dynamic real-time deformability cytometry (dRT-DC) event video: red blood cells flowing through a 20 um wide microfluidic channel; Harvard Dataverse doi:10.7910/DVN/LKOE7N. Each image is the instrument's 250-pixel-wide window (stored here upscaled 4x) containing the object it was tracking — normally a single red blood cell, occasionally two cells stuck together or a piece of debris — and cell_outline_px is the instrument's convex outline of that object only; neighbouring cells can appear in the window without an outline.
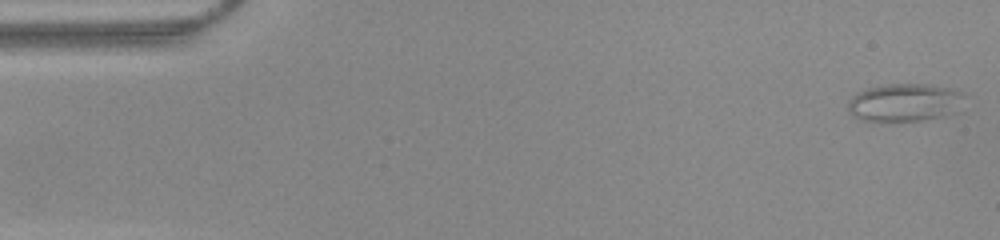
{"species": "common noctule bat (a hibernating species)", "species_latin": "Nyctalus noctula", "temperature_condition": "warm", "stored_images_in_passage": 51, "camera_frame_rate_fps": 3000, "um_per_image_px": 0.085, "animal": {"sex": "female", "body_mass_g": 22.0, "forearm_length_mm": 56.7}, "frame": {"image": 1, "passage_image": 1, "time_ms": 0.0, "image_size_px": [1000, 240], "cell_outline_px": [[964, 96], [944, 116], [920, 120], [888, 124], [864, 120], [852, 116], [848, 112], [848, 100], [856, 92], [868, 88], [888, 84], [928, 84], [948, 88], [960, 92]], "centroid_in_image_um": [76.72, 8.74], "position_along_channel_um": 8.3, "area_um2": 25.66}}
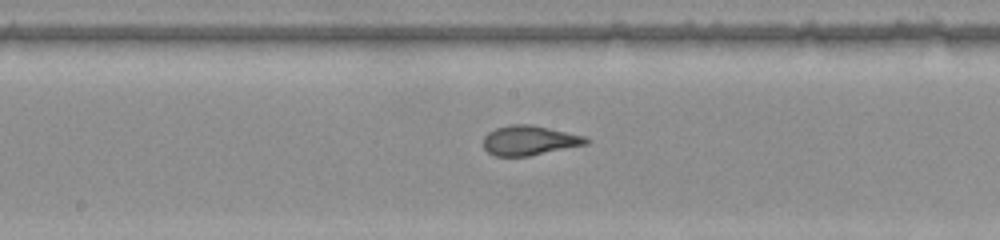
{"frame": {"image": 2, "passage_image": 26, "time_ms": 8.333, "image_size_px": [1000, 240], "cell_outline_px": [[592, 140], [588, 144], [528, 156], [496, 156], [488, 152], [484, 148], [484, 136], [488, 132], [496, 128], [508, 124], [532, 124], [588, 136]], "centroid_in_image_um": [45.05, 11.92], "position_along_channel_um": 203.1, "area_um2": 18.03}}
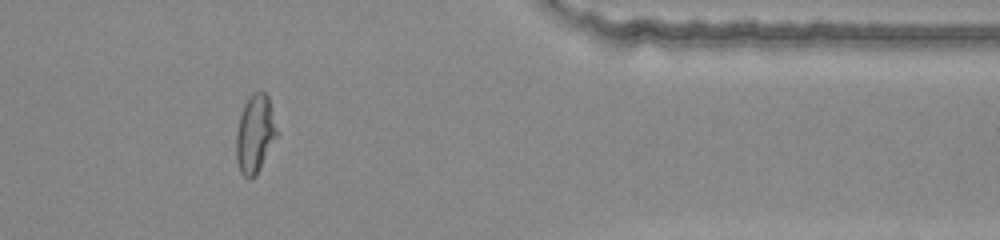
{"frame": {"image": 3, "passage_image": 42, "time_ms": 13.667, "image_size_px": [1000, 240], "cell_outline_px": [[280, 132], [256, 176], [248, 180], [240, 172], [236, 160], [236, 132], [240, 116], [244, 104], [252, 92], [264, 92], [268, 96]], "centroid_in_image_um": [21.7, 11.39], "position_along_channel_um": 389.7, "area_um2": 18.96}, "authors_computed_cell_mechanics": {"area_um2": 18.9584, "velocity_mm_per_s": 3.9542, "shape_relaxation_time_tau1_ms": null, "shape_relaxation_time_tau2_ms": 0.9274, "deformation_change_tau1": null, "deformation_change_tau2": 0.0742}}